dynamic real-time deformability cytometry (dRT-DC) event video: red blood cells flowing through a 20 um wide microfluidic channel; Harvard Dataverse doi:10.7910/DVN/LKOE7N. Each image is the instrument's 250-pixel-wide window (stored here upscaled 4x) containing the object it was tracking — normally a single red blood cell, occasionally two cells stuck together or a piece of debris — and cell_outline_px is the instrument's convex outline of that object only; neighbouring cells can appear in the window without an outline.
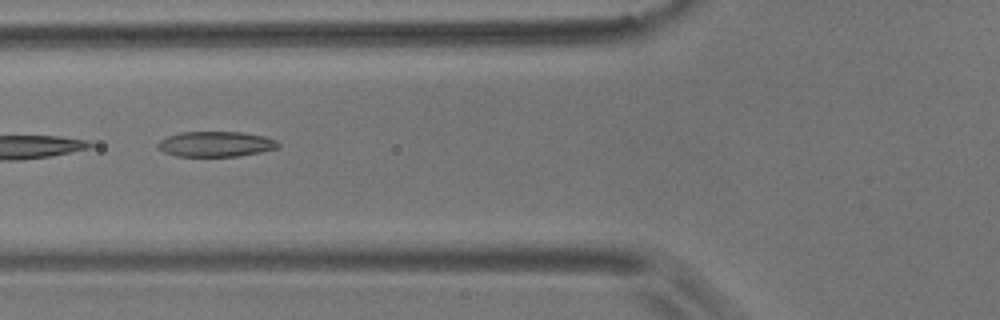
{"species": "common noctule bat (a hibernating species)", "species_latin": "Nyctalus noctula", "temperature_condition": "room temperature", "stored_images_in_passage": 6, "camera_frame_rate_fps": 3000, "um_per_image_px": 0.085, "animal": {"sex": "male", "body_mass_g": 17.9}, "frame": {"image": 1, "passage_image": 5, "time_ms": 1.333, "image_size_px": [1000, 320], "cell_outline_px": [[280, 144], [276, 148], [260, 152], [236, 156], [176, 156], [164, 152], [156, 144], [160, 140], [168, 136], [180, 132], [244, 132], [264, 136], [276, 140]], "centroid_in_image_um": [18.33, 12.24], "position_along_channel_um": 107.5, "area_um2": 17.63}}